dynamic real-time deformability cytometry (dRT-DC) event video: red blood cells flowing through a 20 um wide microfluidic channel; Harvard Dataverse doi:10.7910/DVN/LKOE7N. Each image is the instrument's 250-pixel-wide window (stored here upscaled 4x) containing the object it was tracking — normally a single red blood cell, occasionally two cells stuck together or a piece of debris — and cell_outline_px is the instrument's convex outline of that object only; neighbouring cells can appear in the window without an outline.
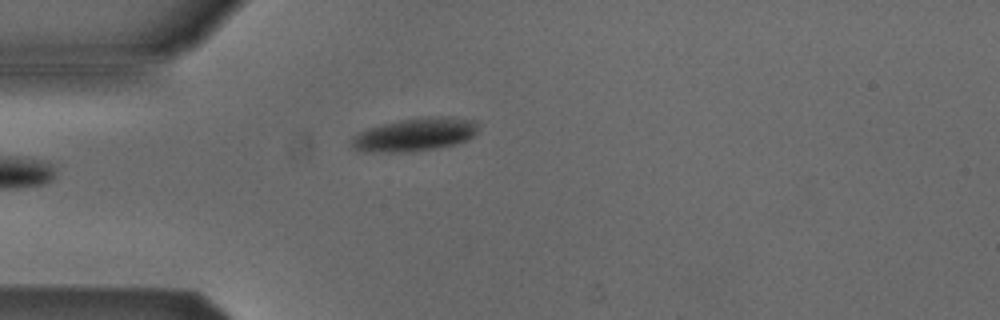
{"species": "Egyptian fruit bat (a non-hibernating species)", "species_latin": "Rousettus aegyptiacus", "temperature_condition": "cold", "stored_images_in_passage": 6, "camera_frame_rate_fps": 3000, "um_per_image_px": 0.085, "animal": {"sex": "male"}, "frame": {"image": 1, "passage_image": 5, "time_ms": 5.0, "image_size_px": [1000, 320], "cell_outline_px": [[476, 132], [468, 140], [456, 144], [412, 152], [364, 152], [352, 148], [352, 136], [368, 128], [400, 120], [428, 116], [448, 116], [476, 120]], "centroid_in_image_um": [35.26, 11.44], "position_along_channel_um": 49.7, "area_um2": 24.51}}